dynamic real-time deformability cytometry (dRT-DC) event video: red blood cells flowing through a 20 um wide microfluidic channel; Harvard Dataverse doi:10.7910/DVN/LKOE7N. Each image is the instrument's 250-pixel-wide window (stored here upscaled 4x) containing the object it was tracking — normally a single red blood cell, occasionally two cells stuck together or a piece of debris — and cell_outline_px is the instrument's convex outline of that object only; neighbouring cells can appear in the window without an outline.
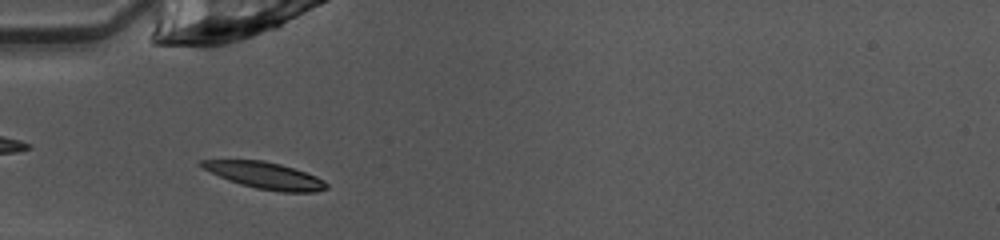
{"species": "common noctule bat (a hibernating species)", "species_latin": "Nyctalus noctula", "temperature_condition": "warm", "stored_images_in_passage": 35, "camera_frame_rate_fps": 3000, "um_per_image_px": 0.085, "animal": {"sex": "female", "body_mass_g": 10.0, "forearm_length_mm": 53.1}, "frame": {"image": 1, "passage_image": 4, "time_ms": 1.0, "image_size_px": [1000, 240], "cell_outline_px": [[328, 188], [316, 192], [280, 192], [256, 188], [240, 184], [228, 180], [204, 168], [200, 164], [200, 160], [264, 160], [280, 164], [316, 176], [324, 180], [328, 184]], "centroid_in_image_um": [22.57, 14.92], "position_along_channel_um": 62.4, "area_um2": 19.13}}
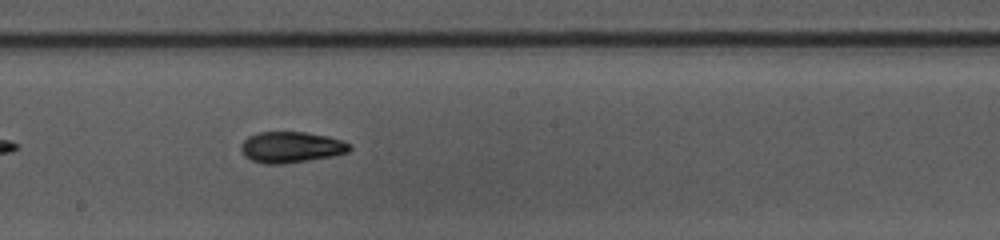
{"frame": {"image": 2, "passage_image": 16, "time_ms": 5.0, "image_size_px": [1000, 240], "cell_outline_px": [[352, 148], [348, 152], [336, 156], [284, 164], [264, 164], [252, 160], [244, 156], [240, 148], [240, 144], [248, 136], [256, 132], [304, 132], [328, 136], [344, 140]], "centroid_in_image_um": [24.75, 12.51], "position_along_channel_um": 223.5, "area_um2": 19.94}}
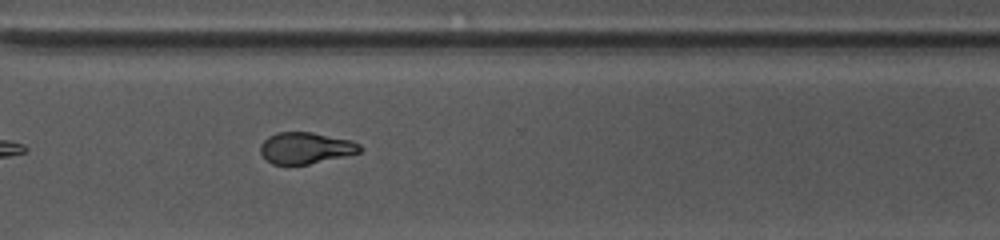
{"frame": {"image": 3, "passage_image": 25, "time_ms": 8.0, "image_size_px": [1000, 240], "cell_outline_px": [[364, 148], [360, 152], [344, 156], [308, 164], [272, 164], [260, 152], [260, 144], [268, 136], [276, 132], [312, 132], [352, 140], [360, 144]], "centroid_in_image_um": [26.0, 12.56], "position_along_channel_um": 344.6, "area_um2": 18.21}, "authors_computed_cell_mechanics": {"area_um2": 19.0162, "velocity_mm_per_s": 4.0572, "shape_relaxation_time_tau1_ms": 3.4708, "shape_relaxation_time_tau2_ms": 4.8509, "deformation_change_tau1": 0.1612, "deformation_change_tau2": 0.0944}}